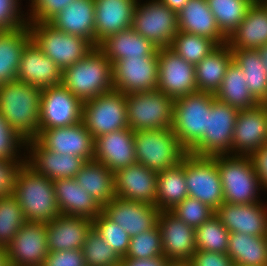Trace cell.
I'll return each instance as SVG.
<instances>
[{
  "label": "cell",
  "instance_id": "d4e9b609",
  "mask_svg": "<svg viewBox=\"0 0 267 266\" xmlns=\"http://www.w3.org/2000/svg\"><path fill=\"white\" fill-rule=\"evenodd\" d=\"M215 215L230 233L267 236V207L261 202L243 205L224 202Z\"/></svg>",
  "mask_w": 267,
  "mask_h": 266
},
{
  "label": "cell",
  "instance_id": "5bb4252c",
  "mask_svg": "<svg viewBox=\"0 0 267 266\" xmlns=\"http://www.w3.org/2000/svg\"><path fill=\"white\" fill-rule=\"evenodd\" d=\"M158 75V56L121 59L112 64L113 88L126 95L155 91Z\"/></svg>",
  "mask_w": 267,
  "mask_h": 266
},
{
  "label": "cell",
  "instance_id": "c3c4849f",
  "mask_svg": "<svg viewBox=\"0 0 267 266\" xmlns=\"http://www.w3.org/2000/svg\"><path fill=\"white\" fill-rule=\"evenodd\" d=\"M25 145L26 140L8 124V121L0 112V159L25 160L17 154L22 149L21 147H25Z\"/></svg>",
  "mask_w": 267,
  "mask_h": 266
},
{
  "label": "cell",
  "instance_id": "2e32d148",
  "mask_svg": "<svg viewBox=\"0 0 267 266\" xmlns=\"http://www.w3.org/2000/svg\"><path fill=\"white\" fill-rule=\"evenodd\" d=\"M5 250L7 266H43L48 255L46 223L27 221Z\"/></svg>",
  "mask_w": 267,
  "mask_h": 266
},
{
  "label": "cell",
  "instance_id": "f35d334b",
  "mask_svg": "<svg viewBox=\"0 0 267 266\" xmlns=\"http://www.w3.org/2000/svg\"><path fill=\"white\" fill-rule=\"evenodd\" d=\"M233 62L243 71L251 95L260 102L267 91V73L258 50L231 49Z\"/></svg>",
  "mask_w": 267,
  "mask_h": 266
},
{
  "label": "cell",
  "instance_id": "ee69618b",
  "mask_svg": "<svg viewBox=\"0 0 267 266\" xmlns=\"http://www.w3.org/2000/svg\"><path fill=\"white\" fill-rule=\"evenodd\" d=\"M85 266H120L122 258L92 229L82 247Z\"/></svg>",
  "mask_w": 267,
  "mask_h": 266
},
{
  "label": "cell",
  "instance_id": "60d3db41",
  "mask_svg": "<svg viewBox=\"0 0 267 266\" xmlns=\"http://www.w3.org/2000/svg\"><path fill=\"white\" fill-rule=\"evenodd\" d=\"M217 46L213 40L207 37L178 31L169 48L188 63L196 65Z\"/></svg>",
  "mask_w": 267,
  "mask_h": 266
},
{
  "label": "cell",
  "instance_id": "ac0fdd59",
  "mask_svg": "<svg viewBox=\"0 0 267 266\" xmlns=\"http://www.w3.org/2000/svg\"><path fill=\"white\" fill-rule=\"evenodd\" d=\"M102 213L134 237L157 225L160 210L155 205L115 196L102 206Z\"/></svg>",
  "mask_w": 267,
  "mask_h": 266
},
{
  "label": "cell",
  "instance_id": "6f0895ef",
  "mask_svg": "<svg viewBox=\"0 0 267 266\" xmlns=\"http://www.w3.org/2000/svg\"><path fill=\"white\" fill-rule=\"evenodd\" d=\"M171 10L179 12L188 2V0H159Z\"/></svg>",
  "mask_w": 267,
  "mask_h": 266
},
{
  "label": "cell",
  "instance_id": "7a4b0ae2",
  "mask_svg": "<svg viewBox=\"0 0 267 266\" xmlns=\"http://www.w3.org/2000/svg\"><path fill=\"white\" fill-rule=\"evenodd\" d=\"M26 221L49 223L60 214L53 181L36 173L26 163L17 173L14 192Z\"/></svg>",
  "mask_w": 267,
  "mask_h": 266
},
{
  "label": "cell",
  "instance_id": "9f6ffc18",
  "mask_svg": "<svg viewBox=\"0 0 267 266\" xmlns=\"http://www.w3.org/2000/svg\"><path fill=\"white\" fill-rule=\"evenodd\" d=\"M168 261L165 256L149 259L122 258L120 266H166Z\"/></svg>",
  "mask_w": 267,
  "mask_h": 266
},
{
  "label": "cell",
  "instance_id": "ba28073f",
  "mask_svg": "<svg viewBox=\"0 0 267 266\" xmlns=\"http://www.w3.org/2000/svg\"><path fill=\"white\" fill-rule=\"evenodd\" d=\"M175 99L157 90L126 95L127 123L134 132L170 129Z\"/></svg>",
  "mask_w": 267,
  "mask_h": 266
},
{
  "label": "cell",
  "instance_id": "6da1fadb",
  "mask_svg": "<svg viewBox=\"0 0 267 266\" xmlns=\"http://www.w3.org/2000/svg\"><path fill=\"white\" fill-rule=\"evenodd\" d=\"M42 89L19 80L0 85V112L26 141L39 134Z\"/></svg>",
  "mask_w": 267,
  "mask_h": 266
},
{
  "label": "cell",
  "instance_id": "91938a15",
  "mask_svg": "<svg viewBox=\"0 0 267 266\" xmlns=\"http://www.w3.org/2000/svg\"><path fill=\"white\" fill-rule=\"evenodd\" d=\"M260 55H261V58L264 62V65H265V69H266V73H267V44L266 45H263L261 46L259 49H258Z\"/></svg>",
  "mask_w": 267,
  "mask_h": 266
},
{
  "label": "cell",
  "instance_id": "e0dca14e",
  "mask_svg": "<svg viewBox=\"0 0 267 266\" xmlns=\"http://www.w3.org/2000/svg\"><path fill=\"white\" fill-rule=\"evenodd\" d=\"M45 149L78 156L92 161L95 153V138L82 122L68 127L42 130L35 138Z\"/></svg>",
  "mask_w": 267,
  "mask_h": 266
},
{
  "label": "cell",
  "instance_id": "5b68a950",
  "mask_svg": "<svg viewBox=\"0 0 267 266\" xmlns=\"http://www.w3.org/2000/svg\"><path fill=\"white\" fill-rule=\"evenodd\" d=\"M28 26L34 42L62 71L95 48L89 40L61 31L49 22H28Z\"/></svg>",
  "mask_w": 267,
  "mask_h": 266
},
{
  "label": "cell",
  "instance_id": "f907efd6",
  "mask_svg": "<svg viewBox=\"0 0 267 266\" xmlns=\"http://www.w3.org/2000/svg\"><path fill=\"white\" fill-rule=\"evenodd\" d=\"M19 0H0V31H9L28 25L19 8Z\"/></svg>",
  "mask_w": 267,
  "mask_h": 266
},
{
  "label": "cell",
  "instance_id": "11a10c76",
  "mask_svg": "<svg viewBox=\"0 0 267 266\" xmlns=\"http://www.w3.org/2000/svg\"><path fill=\"white\" fill-rule=\"evenodd\" d=\"M250 157L262 189H267V144L257 149Z\"/></svg>",
  "mask_w": 267,
  "mask_h": 266
},
{
  "label": "cell",
  "instance_id": "816d5d0a",
  "mask_svg": "<svg viewBox=\"0 0 267 266\" xmlns=\"http://www.w3.org/2000/svg\"><path fill=\"white\" fill-rule=\"evenodd\" d=\"M25 160L0 159V197L13 194L17 173Z\"/></svg>",
  "mask_w": 267,
  "mask_h": 266
},
{
  "label": "cell",
  "instance_id": "f546056e",
  "mask_svg": "<svg viewBox=\"0 0 267 266\" xmlns=\"http://www.w3.org/2000/svg\"><path fill=\"white\" fill-rule=\"evenodd\" d=\"M177 16L178 31L207 37L217 45L227 43L206 0H188Z\"/></svg>",
  "mask_w": 267,
  "mask_h": 266
},
{
  "label": "cell",
  "instance_id": "3957f363",
  "mask_svg": "<svg viewBox=\"0 0 267 266\" xmlns=\"http://www.w3.org/2000/svg\"><path fill=\"white\" fill-rule=\"evenodd\" d=\"M61 84L82 102L114 90L112 64L95 47L84 58L62 71Z\"/></svg>",
  "mask_w": 267,
  "mask_h": 266
},
{
  "label": "cell",
  "instance_id": "cb8c5ba5",
  "mask_svg": "<svg viewBox=\"0 0 267 266\" xmlns=\"http://www.w3.org/2000/svg\"><path fill=\"white\" fill-rule=\"evenodd\" d=\"M134 135L128 127L97 137L93 160L104 164L113 173L137 163Z\"/></svg>",
  "mask_w": 267,
  "mask_h": 266
},
{
  "label": "cell",
  "instance_id": "52a82bcc",
  "mask_svg": "<svg viewBox=\"0 0 267 266\" xmlns=\"http://www.w3.org/2000/svg\"><path fill=\"white\" fill-rule=\"evenodd\" d=\"M134 133L137 163L157 173L177 166L187 154L171 128L140 130Z\"/></svg>",
  "mask_w": 267,
  "mask_h": 266
},
{
  "label": "cell",
  "instance_id": "bcb514c9",
  "mask_svg": "<svg viewBox=\"0 0 267 266\" xmlns=\"http://www.w3.org/2000/svg\"><path fill=\"white\" fill-rule=\"evenodd\" d=\"M93 228L121 258L126 255L131 237L124 228L109 220L102 212L93 219Z\"/></svg>",
  "mask_w": 267,
  "mask_h": 266
},
{
  "label": "cell",
  "instance_id": "74e56055",
  "mask_svg": "<svg viewBox=\"0 0 267 266\" xmlns=\"http://www.w3.org/2000/svg\"><path fill=\"white\" fill-rule=\"evenodd\" d=\"M214 95L219 101L238 110L252 108L259 104L247 87L242 69L233 61L227 68L223 82Z\"/></svg>",
  "mask_w": 267,
  "mask_h": 266
},
{
  "label": "cell",
  "instance_id": "f1b7e54d",
  "mask_svg": "<svg viewBox=\"0 0 267 266\" xmlns=\"http://www.w3.org/2000/svg\"><path fill=\"white\" fill-rule=\"evenodd\" d=\"M55 198L61 215L94 219L102 206L74 178L53 181Z\"/></svg>",
  "mask_w": 267,
  "mask_h": 266
},
{
  "label": "cell",
  "instance_id": "4316f807",
  "mask_svg": "<svg viewBox=\"0 0 267 266\" xmlns=\"http://www.w3.org/2000/svg\"><path fill=\"white\" fill-rule=\"evenodd\" d=\"M92 227L90 218L59 215L46 223L48 252L82 249Z\"/></svg>",
  "mask_w": 267,
  "mask_h": 266
},
{
  "label": "cell",
  "instance_id": "8fae6325",
  "mask_svg": "<svg viewBox=\"0 0 267 266\" xmlns=\"http://www.w3.org/2000/svg\"><path fill=\"white\" fill-rule=\"evenodd\" d=\"M185 179L188 196L209 205L215 211L224 203L222 182L217 169V155H185Z\"/></svg>",
  "mask_w": 267,
  "mask_h": 266
},
{
  "label": "cell",
  "instance_id": "9c48e42d",
  "mask_svg": "<svg viewBox=\"0 0 267 266\" xmlns=\"http://www.w3.org/2000/svg\"><path fill=\"white\" fill-rule=\"evenodd\" d=\"M239 110L214 99L208 115L207 131L187 152L199 157L232 155V138Z\"/></svg>",
  "mask_w": 267,
  "mask_h": 266
},
{
  "label": "cell",
  "instance_id": "d6986e66",
  "mask_svg": "<svg viewBox=\"0 0 267 266\" xmlns=\"http://www.w3.org/2000/svg\"><path fill=\"white\" fill-rule=\"evenodd\" d=\"M25 146H28L26 150L29 149L28 157H24L25 163L36 173L44 175L52 181L74 178L87 162L78 156L45 149L36 139L27 140Z\"/></svg>",
  "mask_w": 267,
  "mask_h": 266
},
{
  "label": "cell",
  "instance_id": "ffe728a7",
  "mask_svg": "<svg viewBox=\"0 0 267 266\" xmlns=\"http://www.w3.org/2000/svg\"><path fill=\"white\" fill-rule=\"evenodd\" d=\"M267 144V110L260 104L239 110L232 138V155L251 156Z\"/></svg>",
  "mask_w": 267,
  "mask_h": 266
},
{
  "label": "cell",
  "instance_id": "ab89813d",
  "mask_svg": "<svg viewBox=\"0 0 267 266\" xmlns=\"http://www.w3.org/2000/svg\"><path fill=\"white\" fill-rule=\"evenodd\" d=\"M217 26L228 38L244 19L254 0H206Z\"/></svg>",
  "mask_w": 267,
  "mask_h": 266
},
{
  "label": "cell",
  "instance_id": "1f68e13d",
  "mask_svg": "<svg viewBox=\"0 0 267 266\" xmlns=\"http://www.w3.org/2000/svg\"><path fill=\"white\" fill-rule=\"evenodd\" d=\"M55 28L95 46V0H74L49 21Z\"/></svg>",
  "mask_w": 267,
  "mask_h": 266
},
{
  "label": "cell",
  "instance_id": "f5cc1de1",
  "mask_svg": "<svg viewBox=\"0 0 267 266\" xmlns=\"http://www.w3.org/2000/svg\"><path fill=\"white\" fill-rule=\"evenodd\" d=\"M43 266H85L81 249L48 252Z\"/></svg>",
  "mask_w": 267,
  "mask_h": 266
},
{
  "label": "cell",
  "instance_id": "836d02e7",
  "mask_svg": "<svg viewBox=\"0 0 267 266\" xmlns=\"http://www.w3.org/2000/svg\"><path fill=\"white\" fill-rule=\"evenodd\" d=\"M31 39L28 25L0 31V85L17 79L22 52Z\"/></svg>",
  "mask_w": 267,
  "mask_h": 266
},
{
  "label": "cell",
  "instance_id": "9a60e30c",
  "mask_svg": "<svg viewBox=\"0 0 267 266\" xmlns=\"http://www.w3.org/2000/svg\"><path fill=\"white\" fill-rule=\"evenodd\" d=\"M157 91L171 98L198 92L195 81V65L188 63L169 47L158 48Z\"/></svg>",
  "mask_w": 267,
  "mask_h": 266
},
{
  "label": "cell",
  "instance_id": "db71d44e",
  "mask_svg": "<svg viewBox=\"0 0 267 266\" xmlns=\"http://www.w3.org/2000/svg\"><path fill=\"white\" fill-rule=\"evenodd\" d=\"M193 266H234L227 253L196 250L190 259Z\"/></svg>",
  "mask_w": 267,
  "mask_h": 266
},
{
  "label": "cell",
  "instance_id": "be15d7a7",
  "mask_svg": "<svg viewBox=\"0 0 267 266\" xmlns=\"http://www.w3.org/2000/svg\"><path fill=\"white\" fill-rule=\"evenodd\" d=\"M262 3H263V5L267 8V0H260Z\"/></svg>",
  "mask_w": 267,
  "mask_h": 266
},
{
  "label": "cell",
  "instance_id": "7402d4cb",
  "mask_svg": "<svg viewBox=\"0 0 267 266\" xmlns=\"http://www.w3.org/2000/svg\"><path fill=\"white\" fill-rule=\"evenodd\" d=\"M115 196L156 206L157 172L135 163L114 173Z\"/></svg>",
  "mask_w": 267,
  "mask_h": 266
},
{
  "label": "cell",
  "instance_id": "83f0119b",
  "mask_svg": "<svg viewBox=\"0 0 267 266\" xmlns=\"http://www.w3.org/2000/svg\"><path fill=\"white\" fill-rule=\"evenodd\" d=\"M230 49L258 50L267 44V8L254 0L238 27L227 38Z\"/></svg>",
  "mask_w": 267,
  "mask_h": 266
},
{
  "label": "cell",
  "instance_id": "d6a6232c",
  "mask_svg": "<svg viewBox=\"0 0 267 266\" xmlns=\"http://www.w3.org/2000/svg\"><path fill=\"white\" fill-rule=\"evenodd\" d=\"M233 61L227 43L218 45L211 53L195 65V81L198 92L215 94L219 89L227 68Z\"/></svg>",
  "mask_w": 267,
  "mask_h": 266
},
{
  "label": "cell",
  "instance_id": "4fadbf2b",
  "mask_svg": "<svg viewBox=\"0 0 267 266\" xmlns=\"http://www.w3.org/2000/svg\"><path fill=\"white\" fill-rule=\"evenodd\" d=\"M83 102L62 84L42 89L39 133L48 128H61L82 122Z\"/></svg>",
  "mask_w": 267,
  "mask_h": 266
},
{
  "label": "cell",
  "instance_id": "681fc988",
  "mask_svg": "<svg viewBox=\"0 0 267 266\" xmlns=\"http://www.w3.org/2000/svg\"><path fill=\"white\" fill-rule=\"evenodd\" d=\"M28 22H49L74 0H30Z\"/></svg>",
  "mask_w": 267,
  "mask_h": 266
},
{
  "label": "cell",
  "instance_id": "e575fe53",
  "mask_svg": "<svg viewBox=\"0 0 267 266\" xmlns=\"http://www.w3.org/2000/svg\"><path fill=\"white\" fill-rule=\"evenodd\" d=\"M74 179L101 206L115 198L114 173L100 162L87 161Z\"/></svg>",
  "mask_w": 267,
  "mask_h": 266
},
{
  "label": "cell",
  "instance_id": "7bdbcfd3",
  "mask_svg": "<svg viewBox=\"0 0 267 266\" xmlns=\"http://www.w3.org/2000/svg\"><path fill=\"white\" fill-rule=\"evenodd\" d=\"M22 208L13 194L0 197V246L6 248L26 223Z\"/></svg>",
  "mask_w": 267,
  "mask_h": 266
},
{
  "label": "cell",
  "instance_id": "603a6c76",
  "mask_svg": "<svg viewBox=\"0 0 267 266\" xmlns=\"http://www.w3.org/2000/svg\"><path fill=\"white\" fill-rule=\"evenodd\" d=\"M157 226L164 256L169 260H190L197 250L195 228L188 226L171 211H160Z\"/></svg>",
  "mask_w": 267,
  "mask_h": 266
},
{
  "label": "cell",
  "instance_id": "7dc6e473",
  "mask_svg": "<svg viewBox=\"0 0 267 266\" xmlns=\"http://www.w3.org/2000/svg\"><path fill=\"white\" fill-rule=\"evenodd\" d=\"M170 211L195 229L215 215V210L209 205L189 196Z\"/></svg>",
  "mask_w": 267,
  "mask_h": 266
},
{
  "label": "cell",
  "instance_id": "f6af8a7d",
  "mask_svg": "<svg viewBox=\"0 0 267 266\" xmlns=\"http://www.w3.org/2000/svg\"><path fill=\"white\" fill-rule=\"evenodd\" d=\"M164 256L159 227L131 237L126 255L123 258L149 259Z\"/></svg>",
  "mask_w": 267,
  "mask_h": 266
},
{
  "label": "cell",
  "instance_id": "44dd1931",
  "mask_svg": "<svg viewBox=\"0 0 267 266\" xmlns=\"http://www.w3.org/2000/svg\"><path fill=\"white\" fill-rule=\"evenodd\" d=\"M17 80L40 89L54 87L61 85L62 70L31 39L22 52Z\"/></svg>",
  "mask_w": 267,
  "mask_h": 266
},
{
  "label": "cell",
  "instance_id": "277c9868",
  "mask_svg": "<svg viewBox=\"0 0 267 266\" xmlns=\"http://www.w3.org/2000/svg\"><path fill=\"white\" fill-rule=\"evenodd\" d=\"M217 169L224 202L242 205L261 202L257 195L262 187L250 156L217 155Z\"/></svg>",
  "mask_w": 267,
  "mask_h": 266
},
{
  "label": "cell",
  "instance_id": "b9f144b4",
  "mask_svg": "<svg viewBox=\"0 0 267 266\" xmlns=\"http://www.w3.org/2000/svg\"><path fill=\"white\" fill-rule=\"evenodd\" d=\"M230 232L216 216L195 229L196 249L227 253Z\"/></svg>",
  "mask_w": 267,
  "mask_h": 266
},
{
  "label": "cell",
  "instance_id": "30bf717a",
  "mask_svg": "<svg viewBox=\"0 0 267 266\" xmlns=\"http://www.w3.org/2000/svg\"><path fill=\"white\" fill-rule=\"evenodd\" d=\"M82 121L95 139L128 128L126 94L112 90L84 101Z\"/></svg>",
  "mask_w": 267,
  "mask_h": 266
},
{
  "label": "cell",
  "instance_id": "8992f818",
  "mask_svg": "<svg viewBox=\"0 0 267 266\" xmlns=\"http://www.w3.org/2000/svg\"><path fill=\"white\" fill-rule=\"evenodd\" d=\"M214 99L215 95L209 92H196L175 99L171 129L187 152L207 131Z\"/></svg>",
  "mask_w": 267,
  "mask_h": 266
},
{
  "label": "cell",
  "instance_id": "d590c367",
  "mask_svg": "<svg viewBox=\"0 0 267 266\" xmlns=\"http://www.w3.org/2000/svg\"><path fill=\"white\" fill-rule=\"evenodd\" d=\"M186 197L184 156L177 166L157 173L156 207L160 211H170Z\"/></svg>",
  "mask_w": 267,
  "mask_h": 266
},
{
  "label": "cell",
  "instance_id": "6125c7cd",
  "mask_svg": "<svg viewBox=\"0 0 267 266\" xmlns=\"http://www.w3.org/2000/svg\"><path fill=\"white\" fill-rule=\"evenodd\" d=\"M260 105H262L267 110V91L265 96L262 98V100L259 102Z\"/></svg>",
  "mask_w": 267,
  "mask_h": 266
},
{
  "label": "cell",
  "instance_id": "7c38bea8",
  "mask_svg": "<svg viewBox=\"0 0 267 266\" xmlns=\"http://www.w3.org/2000/svg\"><path fill=\"white\" fill-rule=\"evenodd\" d=\"M131 28L156 47H169L178 32L177 12L159 0H151L141 5L137 1Z\"/></svg>",
  "mask_w": 267,
  "mask_h": 266
},
{
  "label": "cell",
  "instance_id": "8d00e7d4",
  "mask_svg": "<svg viewBox=\"0 0 267 266\" xmlns=\"http://www.w3.org/2000/svg\"><path fill=\"white\" fill-rule=\"evenodd\" d=\"M227 254L234 266H267V236L230 233Z\"/></svg>",
  "mask_w": 267,
  "mask_h": 266
},
{
  "label": "cell",
  "instance_id": "94428289",
  "mask_svg": "<svg viewBox=\"0 0 267 266\" xmlns=\"http://www.w3.org/2000/svg\"><path fill=\"white\" fill-rule=\"evenodd\" d=\"M0 266H7L6 263V250L0 246Z\"/></svg>",
  "mask_w": 267,
  "mask_h": 266
},
{
  "label": "cell",
  "instance_id": "4dcf8cb0",
  "mask_svg": "<svg viewBox=\"0 0 267 266\" xmlns=\"http://www.w3.org/2000/svg\"><path fill=\"white\" fill-rule=\"evenodd\" d=\"M97 47L111 64L121 59L158 56V47L132 28L107 36Z\"/></svg>",
  "mask_w": 267,
  "mask_h": 266
},
{
  "label": "cell",
  "instance_id": "680465c9",
  "mask_svg": "<svg viewBox=\"0 0 267 266\" xmlns=\"http://www.w3.org/2000/svg\"><path fill=\"white\" fill-rule=\"evenodd\" d=\"M166 266H193L190 260H169Z\"/></svg>",
  "mask_w": 267,
  "mask_h": 266
},
{
  "label": "cell",
  "instance_id": "484cf974",
  "mask_svg": "<svg viewBox=\"0 0 267 266\" xmlns=\"http://www.w3.org/2000/svg\"><path fill=\"white\" fill-rule=\"evenodd\" d=\"M138 0H95V47L107 36L132 27Z\"/></svg>",
  "mask_w": 267,
  "mask_h": 266
}]
</instances>
